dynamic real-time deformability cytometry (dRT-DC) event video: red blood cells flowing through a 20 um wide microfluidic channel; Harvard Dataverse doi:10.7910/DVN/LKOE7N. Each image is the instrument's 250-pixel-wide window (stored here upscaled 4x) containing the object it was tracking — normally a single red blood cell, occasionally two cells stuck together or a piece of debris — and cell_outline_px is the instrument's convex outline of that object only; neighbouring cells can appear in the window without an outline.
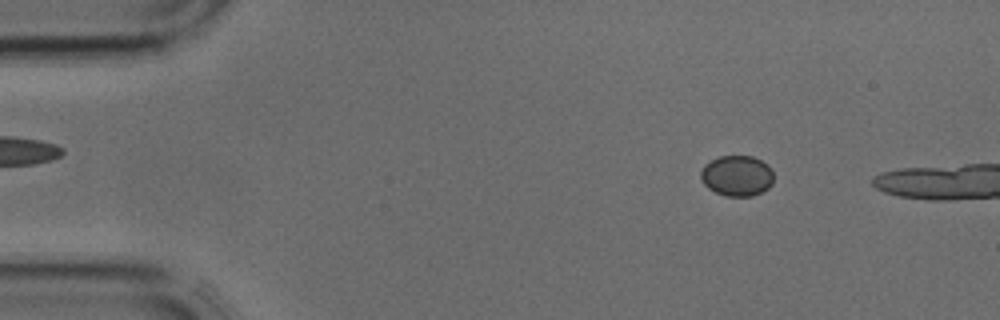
{"species": "common noctule bat (a hibernating species)", "species_latin": "Nyctalus noctula", "temperature_condition": "cold", "stored_images_in_passage": 2, "camera_frame_rate_fps": 3000, "um_per_image_px": 0.085, "animal": {"sex": "male", "body_mass_g": 17.9, "forearm_length_mm": 54.2}, "frame": {"image": 1, "passage_image": 1, "time_ms": 0.0, "image_size_px": [1000, 320], "cell_outline_px": [[772, 184], [768, 188], [752, 196], [724, 196], [708, 188], [704, 184], [700, 176], [700, 172], [704, 164], [720, 156], [752, 156], [768, 164], [772, 168]], "centroid_in_image_um": [62.63, 14.94], "position_along_channel_um": 22.4, "area_um2": 17.28}}